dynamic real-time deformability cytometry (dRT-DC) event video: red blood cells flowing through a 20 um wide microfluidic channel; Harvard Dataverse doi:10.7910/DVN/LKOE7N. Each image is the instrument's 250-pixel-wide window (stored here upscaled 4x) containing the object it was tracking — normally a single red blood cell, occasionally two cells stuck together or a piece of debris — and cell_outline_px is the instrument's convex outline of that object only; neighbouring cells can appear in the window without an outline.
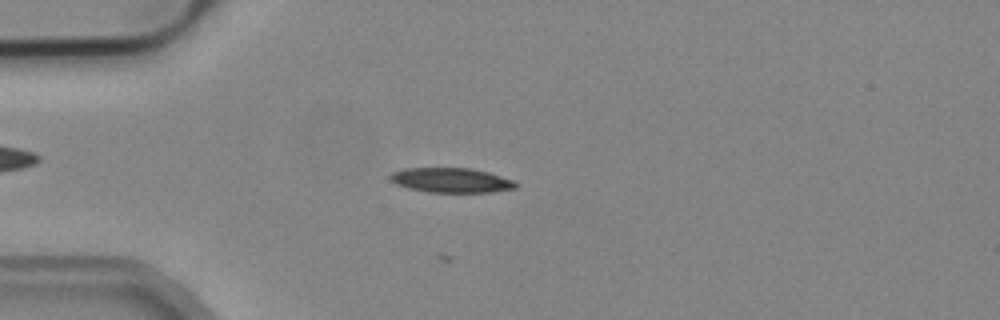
{"species": "common noctule bat (a hibernating species)", "species_latin": "Nyctalus noctula", "temperature_condition": "cold", "stored_images_in_passage": 3, "camera_frame_rate_fps": 3000, "um_per_image_px": 0.085, "animal": {"sex": "male", "body_mass_g": 19.2, "forearm_length_mm": 51.8}, "frame": {"image": 1, "passage_image": 3, "time_ms": 3.333, "image_size_px": [1000, 320], "cell_outline_px": [[520, 184], [516, 188], [492, 192], [428, 192], [408, 188], [396, 184], [388, 176], [392, 172], [404, 168], [472, 168], [488, 172], [516, 180]], "centroid_in_image_um": [38.4, 15.32], "position_along_channel_um": 46.6, "area_um2": 18.26}}